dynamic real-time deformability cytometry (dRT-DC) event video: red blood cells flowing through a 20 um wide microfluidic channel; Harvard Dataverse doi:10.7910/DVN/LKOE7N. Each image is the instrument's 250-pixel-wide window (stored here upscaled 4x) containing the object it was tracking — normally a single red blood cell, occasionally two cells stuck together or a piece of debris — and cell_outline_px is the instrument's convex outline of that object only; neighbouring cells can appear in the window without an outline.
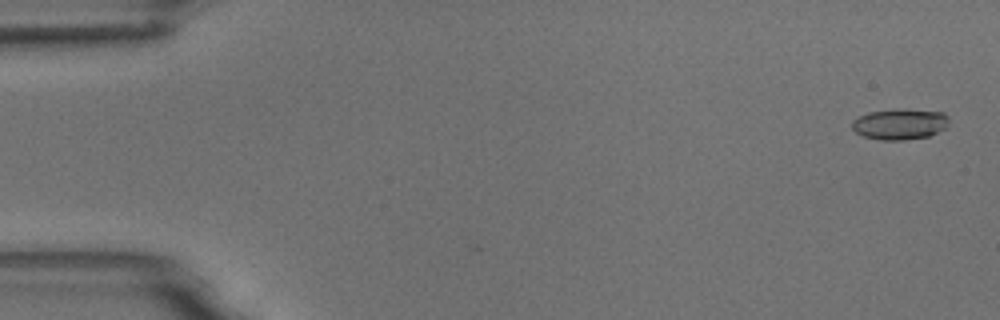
{"species": "common noctule bat (a hibernating species)", "species_latin": "Nyctalus noctula", "temperature_condition": "room temperature", "stored_images_in_passage": 5, "camera_frame_rate_fps": 3000, "um_per_image_px": 0.085, "animal": {"sex": "male", "body_mass_g": 18.8}, "frame": {"image": 1, "passage_image": 1, "time_ms": 0.0, "image_size_px": [1000, 320], "cell_outline_px": [[948, 124], [944, 128], [928, 136], [904, 140], [880, 140], [864, 136], [856, 132], [852, 128], [852, 120], [868, 112], [900, 108], [944, 112], [948, 116]], "centroid_in_image_um": [76.48, 10.53], "position_along_channel_um": 8.5, "area_um2": 17.46}}
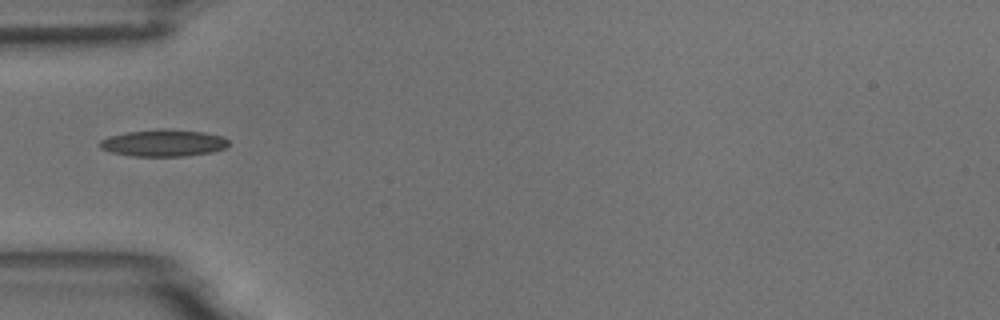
{"frame": {"image": 2, "passage_image": 5, "time_ms": 5.333, "image_size_px": [1000, 320], "cell_outline_px": [[228, 144], [224, 148], [212, 152], [188, 156], [132, 156], [112, 152], [100, 148], [100, 140], [108, 136], [128, 132], [156, 128], [164, 128], [204, 132], [224, 136], [228, 140]], "centroid_in_image_um": [13.91, 12.14], "position_along_channel_um": 71.1, "area_um2": 20.35}}